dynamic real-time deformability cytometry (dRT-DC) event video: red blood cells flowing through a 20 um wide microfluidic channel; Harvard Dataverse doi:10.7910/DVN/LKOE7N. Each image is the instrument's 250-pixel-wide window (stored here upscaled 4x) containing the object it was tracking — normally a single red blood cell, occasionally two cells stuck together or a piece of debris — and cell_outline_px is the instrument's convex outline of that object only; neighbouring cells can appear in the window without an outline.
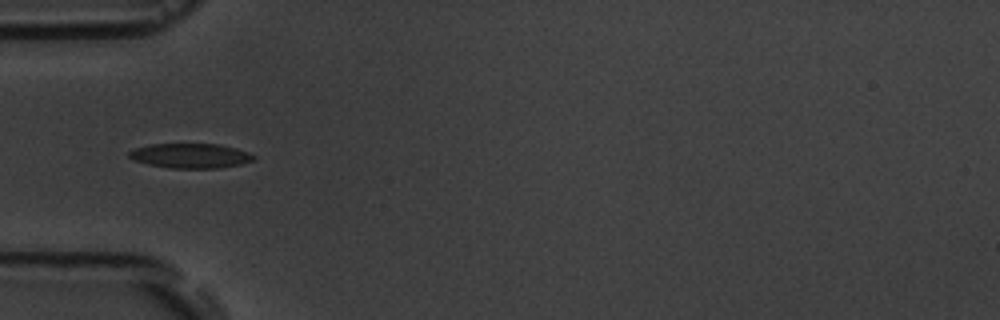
{"species": "common noctule bat (a hibernating species)", "species_latin": "Nyctalus noctula", "temperature_condition": "room temperature", "stored_images_in_passage": 6, "camera_frame_rate_fps": 3000, "um_per_image_px": 0.085, "animal": {"sex": "male", "body_mass_g": 19.5, "forearm_length_mm": 54.6}, "frame": {"image": 1, "passage_image": 5, "time_ms": 4.333, "image_size_px": [1000, 320], "cell_outline_px": [[256, 160], [240, 164], [220, 168], [168, 168], [148, 164], [132, 160], [128, 156], [128, 152], [136, 148], [148, 144], [220, 144], [236, 148], [248, 152], [256, 156]], "centroid_in_image_um": [16.2, 13.24], "position_along_channel_um": 68.8, "area_um2": 18.09}}
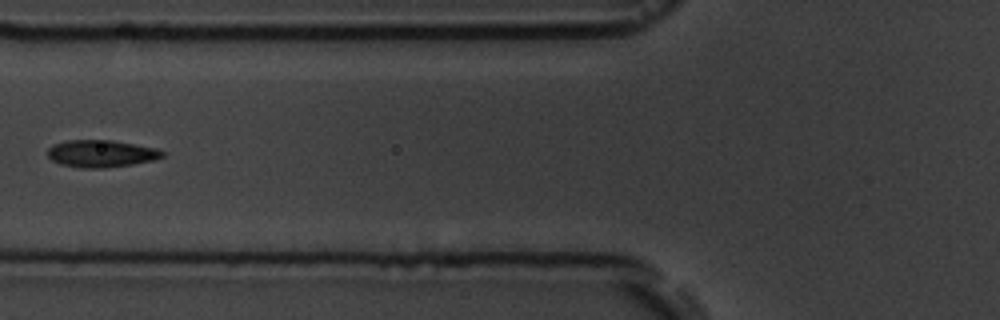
{"frame": {"image": 2, "passage_image": 6, "time_ms": 5.667, "image_size_px": [1000, 320], "cell_outline_px": [[168, 152], [164, 156], [152, 160], [132, 164], [104, 168], [80, 168], [60, 164], [52, 160], [48, 156], [48, 148], [52, 144], [68, 140], [112, 140], [156, 148]], "centroid_in_image_um": [8.6, 13.05], "position_along_channel_um": 117.2, "area_um2": 18.26}}